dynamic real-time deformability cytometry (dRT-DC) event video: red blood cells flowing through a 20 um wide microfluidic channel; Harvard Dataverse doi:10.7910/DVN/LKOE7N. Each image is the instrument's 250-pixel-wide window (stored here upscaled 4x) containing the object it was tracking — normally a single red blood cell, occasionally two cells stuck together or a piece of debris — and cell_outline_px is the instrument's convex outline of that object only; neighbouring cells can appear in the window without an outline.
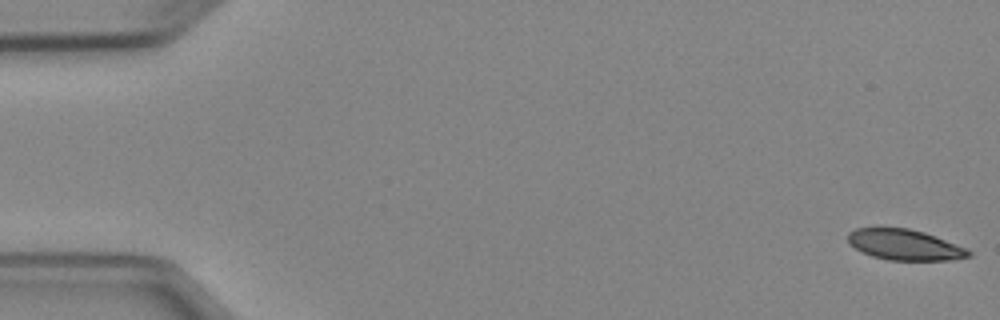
{"species": "Egyptian fruit bat (a non-hibernating species)", "species_latin": "Rousettus aegyptiacus", "temperature_condition": "cold", "stored_images_in_passage": 4, "camera_frame_rate_fps": 3000, "um_per_image_px": 0.085, "animal": {"sex": "female"}, "frame": {"image": 1, "passage_image": 1, "time_ms": 0.0, "image_size_px": [1000, 320], "cell_outline_px": [[972, 256], [956, 260], [888, 260], [872, 256], [848, 244], [848, 232], [856, 228], [908, 228], [924, 232], [968, 248], [972, 252]], "centroid_in_image_um": [76.94, 20.81], "position_along_channel_um": 8.1, "area_um2": 21.68}}
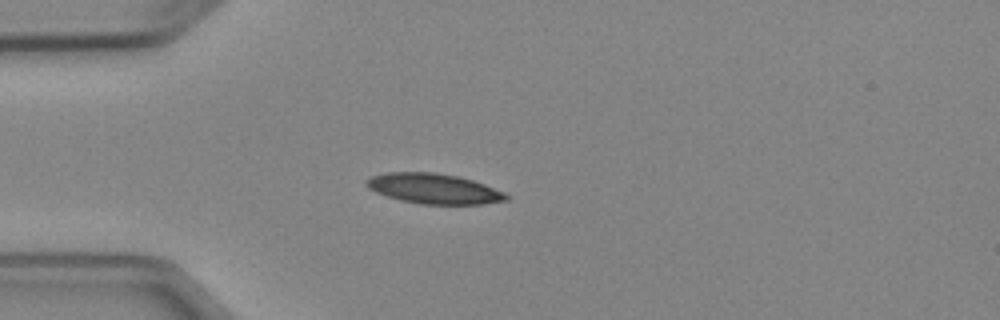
{"frame": {"image": 2, "passage_image": 4, "time_ms": 4.333, "image_size_px": [1000, 320], "cell_outline_px": [[508, 200], [480, 204], [420, 204], [400, 200], [376, 192], [368, 188], [364, 184], [372, 176], [388, 172], [432, 172], [456, 176], [472, 180], [484, 184], [504, 192], [508, 196]], "centroid_in_image_um": [36.87, 16.04], "position_along_channel_um": 48.1, "area_um2": 24.33}}